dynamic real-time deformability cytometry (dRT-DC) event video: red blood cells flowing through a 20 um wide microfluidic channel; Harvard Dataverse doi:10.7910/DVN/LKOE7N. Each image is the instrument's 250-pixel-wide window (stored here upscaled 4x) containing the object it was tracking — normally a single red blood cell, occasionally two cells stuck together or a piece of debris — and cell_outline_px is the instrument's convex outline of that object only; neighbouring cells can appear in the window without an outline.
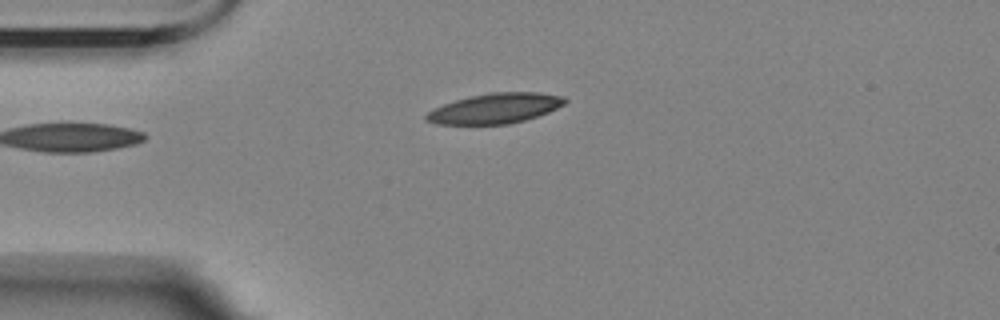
{"species": "Egyptian fruit bat (a non-hibernating species)", "species_latin": "Rousettus aegyptiacus", "temperature_condition": "room temperature", "stored_images_in_passage": 3, "camera_frame_rate_fps": 3000, "um_per_image_px": 0.085, "animal": {"sex": "female"}, "frame": {"image": 1, "passage_image": 1, "time_ms": 0.0, "image_size_px": [1000, 320], "cell_outline_px": [[568, 100], [564, 104], [548, 112], [524, 120], [508, 124], [436, 124], [424, 120], [424, 116], [432, 108], [468, 96], [488, 92], [540, 92], [564, 96]], "centroid_in_image_um": [42.06, 9.2], "position_along_channel_um": 42.9, "area_um2": 24.45}}